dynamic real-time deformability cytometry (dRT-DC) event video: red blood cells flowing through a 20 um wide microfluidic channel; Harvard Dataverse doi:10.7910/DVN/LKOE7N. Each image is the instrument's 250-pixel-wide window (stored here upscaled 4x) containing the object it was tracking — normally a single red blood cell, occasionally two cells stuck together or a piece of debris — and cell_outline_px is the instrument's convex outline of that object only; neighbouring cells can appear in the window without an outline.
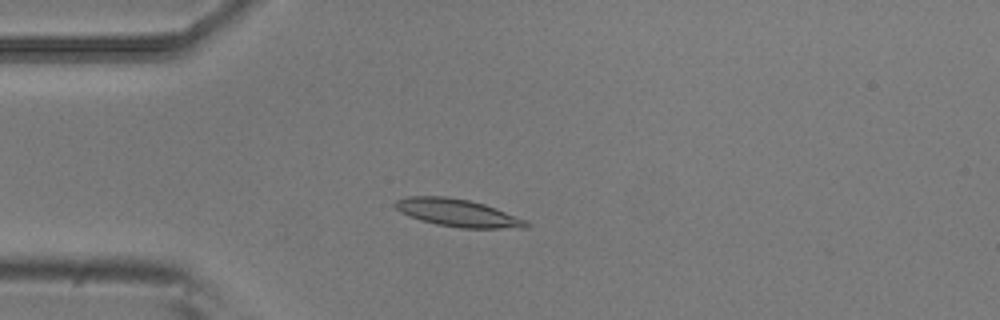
{"species": "common noctule bat (a hibernating species)", "species_latin": "Nyctalus noctula", "temperature_condition": "room temperature", "stored_images_in_passage": 6, "camera_frame_rate_fps": 3000, "um_per_image_px": 0.085, "animal": {"sex": "male", "body_mass_g": 20.5, "forearm_length_mm": 52.5}, "frame": {"image": 1, "passage_image": 3, "time_ms": 0.667, "image_size_px": [1000, 320], "cell_outline_px": [[532, 224], [528, 228], [460, 228], [436, 224], [420, 220], [408, 216], [400, 212], [392, 204], [396, 200], [408, 196], [448, 196], [468, 200], [484, 204], [496, 208], [528, 220]], "centroid_in_image_um": [38.92, 18.1], "position_along_channel_um": 46.1, "area_um2": 21.33}}
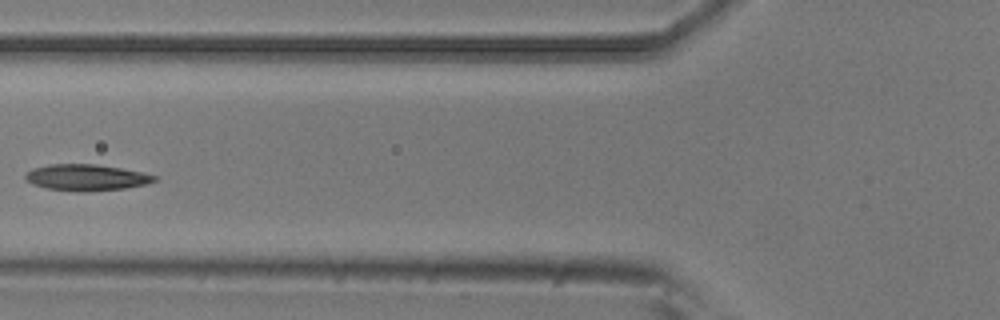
{"frame": {"image": 2, "passage_image": 5, "time_ms": 1.333, "image_size_px": [1000, 320], "cell_outline_px": [[160, 176], [156, 180], [148, 184], [124, 188], [88, 192], [76, 192], [44, 188], [32, 184], [24, 180], [24, 176], [32, 168], [48, 164], [96, 164], [144, 172]], "centroid_in_image_um": [7.34, 15.09], "position_along_channel_um": 118.5, "area_um2": 20.17}}
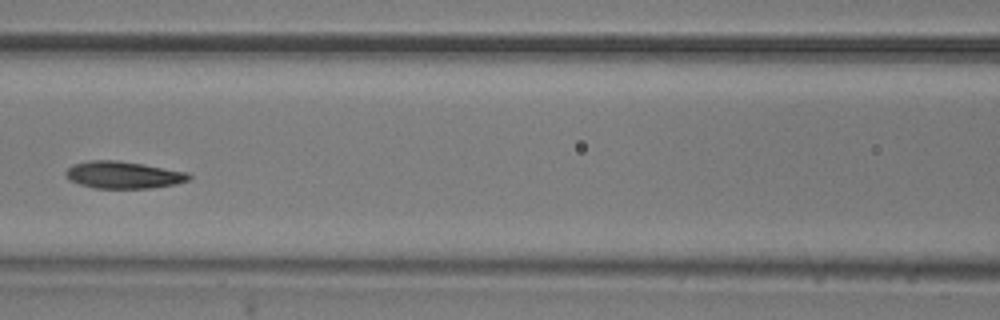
{"frame": {"image": 3, "passage_image": 6, "time_ms": 1.667, "image_size_px": [1000, 320], "cell_outline_px": [[192, 176], [188, 180], [176, 184], [152, 188], [96, 188], [80, 184], [68, 180], [64, 176], [64, 172], [72, 164], [88, 160], [116, 160], [144, 164], [188, 172]], "centroid_in_image_um": [10.46, 14.86], "position_along_channel_um": 156.1, "area_um2": 19.65}}